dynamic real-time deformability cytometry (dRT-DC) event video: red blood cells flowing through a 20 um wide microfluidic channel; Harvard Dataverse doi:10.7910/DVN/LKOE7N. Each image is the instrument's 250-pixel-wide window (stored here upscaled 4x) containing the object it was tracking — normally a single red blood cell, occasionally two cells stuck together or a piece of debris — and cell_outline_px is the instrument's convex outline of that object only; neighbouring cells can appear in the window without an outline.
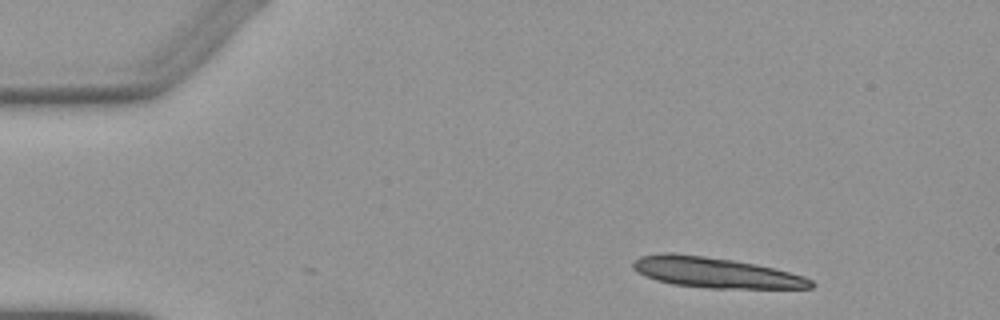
{"species": "Egyptian fruit bat (a non-hibernating species)", "species_latin": "Rousettus aegyptiacus", "temperature_condition": "warm", "stored_images_in_passage": 4, "segment_of_instrument_passage": [1, 2], "camera_frame_rate_fps": 3000, "um_per_image_px": 0.085, "animal": {"sex": "female"}, "frame": {"image": 1, "passage_image": 1, "time_ms": 0.0, "image_size_px": [1000, 320], "cell_outline_px": [[816, 284], [812, 288], [708, 288], [672, 284], [656, 280], [640, 272], [632, 264], [632, 260], [640, 256], [664, 252], [672, 252], [704, 256], [732, 260], [772, 268], [804, 276], [812, 280]], "centroid_in_image_um": [60.81, 23.16], "position_along_channel_um": 24.2, "area_um2": 31.21}}